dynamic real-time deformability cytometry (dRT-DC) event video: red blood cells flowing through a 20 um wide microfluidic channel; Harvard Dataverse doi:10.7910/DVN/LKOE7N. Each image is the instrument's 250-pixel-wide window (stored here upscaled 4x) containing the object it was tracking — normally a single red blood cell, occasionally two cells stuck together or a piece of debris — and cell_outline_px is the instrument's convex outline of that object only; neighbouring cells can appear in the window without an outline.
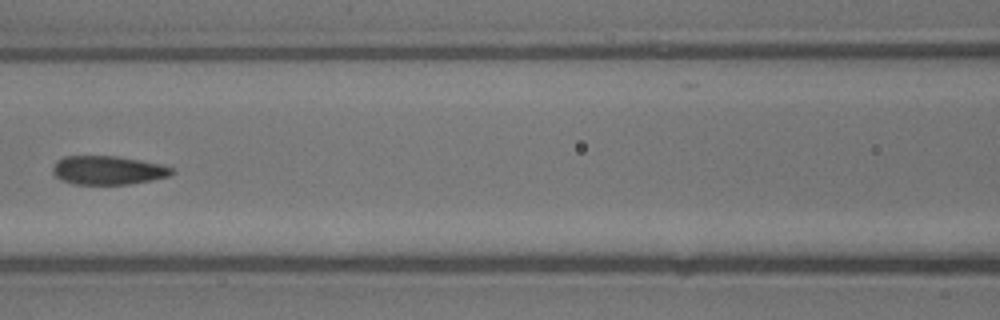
{"species": "common noctule bat (a hibernating species)", "species_latin": "Nyctalus noctula", "temperature_condition": "warm", "stored_images_in_passage": 22, "segment_of_instrument_passage": [2, 2], "camera_frame_rate_fps": 3000, "um_per_image_px": 0.085, "animal": {"sex": "male", "body_mass_g": 13.3}, "frame": {"image": 1, "passage_image": 14, "time_ms": 4.333, "image_size_px": [1000, 320], "cell_outline_px": [[176, 172], [168, 176], [152, 180], [128, 184], [76, 184], [60, 180], [52, 172], [52, 168], [56, 160], [64, 156], [116, 156], [164, 164], [172, 168]], "centroid_in_image_um": [9.18, 14.46], "position_along_channel_um": 157.4, "area_um2": 20.06}}
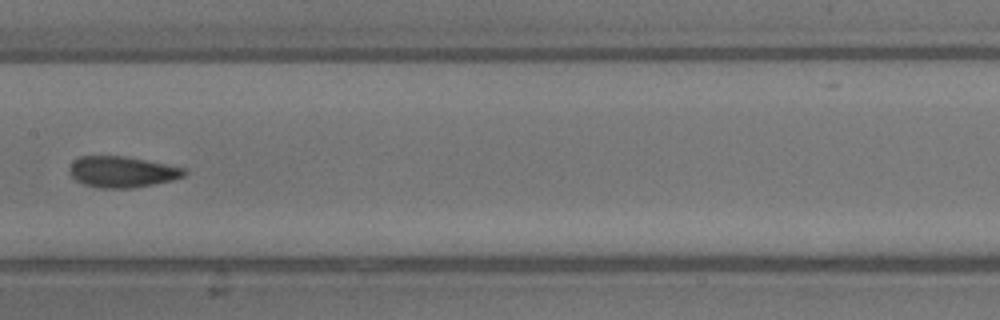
{"frame": {"image": 2, "passage_image": 16, "time_ms": 5.0, "image_size_px": [1000, 320], "cell_outline_px": [[188, 172], [184, 176], [172, 180], [132, 188], [96, 188], [84, 184], [76, 180], [68, 172], [68, 168], [80, 156], [124, 156], [184, 168]], "centroid_in_image_um": [10.35, 14.61], "position_along_channel_um": 197.0, "area_um2": 20.58}}
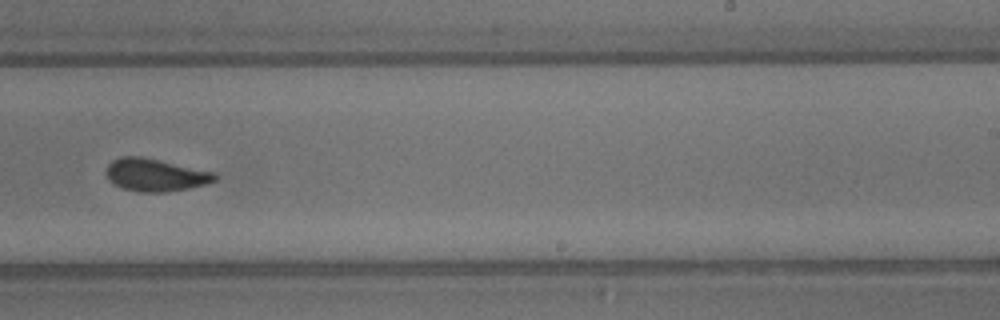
{"frame": {"image": 3, "passage_image": 20, "time_ms": 6.333, "image_size_px": [1000, 320], "cell_outline_px": [[216, 180], [204, 184], [188, 188], [164, 192], [140, 192], [124, 188], [108, 180], [104, 172], [108, 164], [112, 160], [120, 156], [140, 156], [216, 172]], "centroid_in_image_um": [13.17, 14.86], "position_along_channel_um": 275.8, "area_um2": 20.58}}